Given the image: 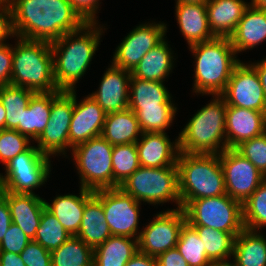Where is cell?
Listing matches in <instances>:
<instances>
[{
	"label": "cell",
	"instance_id": "cell-42",
	"mask_svg": "<svg viewBox=\"0 0 266 266\" xmlns=\"http://www.w3.org/2000/svg\"><path fill=\"white\" fill-rule=\"evenodd\" d=\"M235 149L266 177V131L260 136L242 142Z\"/></svg>",
	"mask_w": 266,
	"mask_h": 266
},
{
	"label": "cell",
	"instance_id": "cell-38",
	"mask_svg": "<svg viewBox=\"0 0 266 266\" xmlns=\"http://www.w3.org/2000/svg\"><path fill=\"white\" fill-rule=\"evenodd\" d=\"M71 235L60 224L58 219L45 207L42 212L39 227L34 241L52 252L58 249Z\"/></svg>",
	"mask_w": 266,
	"mask_h": 266
},
{
	"label": "cell",
	"instance_id": "cell-47",
	"mask_svg": "<svg viewBox=\"0 0 266 266\" xmlns=\"http://www.w3.org/2000/svg\"><path fill=\"white\" fill-rule=\"evenodd\" d=\"M74 9L87 23H96L95 14L99 0H68Z\"/></svg>",
	"mask_w": 266,
	"mask_h": 266
},
{
	"label": "cell",
	"instance_id": "cell-12",
	"mask_svg": "<svg viewBox=\"0 0 266 266\" xmlns=\"http://www.w3.org/2000/svg\"><path fill=\"white\" fill-rule=\"evenodd\" d=\"M94 195L102 202L106 222L113 236L139 238L137 227L141 202L120 187L97 190Z\"/></svg>",
	"mask_w": 266,
	"mask_h": 266
},
{
	"label": "cell",
	"instance_id": "cell-31",
	"mask_svg": "<svg viewBox=\"0 0 266 266\" xmlns=\"http://www.w3.org/2000/svg\"><path fill=\"white\" fill-rule=\"evenodd\" d=\"M79 194L57 196L51 204L45 201L46 208L71 236L77 235L85 208V189L80 187Z\"/></svg>",
	"mask_w": 266,
	"mask_h": 266
},
{
	"label": "cell",
	"instance_id": "cell-30",
	"mask_svg": "<svg viewBox=\"0 0 266 266\" xmlns=\"http://www.w3.org/2000/svg\"><path fill=\"white\" fill-rule=\"evenodd\" d=\"M138 251V239L110 236L93 249V266H125Z\"/></svg>",
	"mask_w": 266,
	"mask_h": 266
},
{
	"label": "cell",
	"instance_id": "cell-57",
	"mask_svg": "<svg viewBox=\"0 0 266 266\" xmlns=\"http://www.w3.org/2000/svg\"><path fill=\"white\" fill-rule=\"evenodd\" d=\"M9 3V0H0V5H6Z\"/></svg>",
	"mask_w": 266,
	"mask_h": 266
},
{
	"label": "cell",
	"instance_id": "cell-43",
	"mask_svg": "<svg viewBox=\"0 0 266 266\" xmlns=\"http://www.w3.org/2000/svg\"><path fill=\"white\" fill-rule=\"evenodd\" d=\"M20 256L26 266H52L51 252L34 240L27 244Z\"/></svg>",
	"mask_w": 266,
	"mask_h": 266
},
{
	"label": "cell",
	"instance_id": "cell-7",
	"mask_svg": "<svg viewBox=\"0 0 266 266\" xmlns=\"http://www.w3.org/2000/svg\"><path fill=\"white\" fill-rule=\"evenodd\" d=\"M119 187L138 202L156 205L175 200L181 208L177 164L160 168L140 166Z\"/></svg>",
	"mask_w": 266,
	"mask_h": 266
},
{
	"label": "cell",
	"instance_id": "cell-20",
	"mask_svg": "<svg viewBox=\"0 0 266 266\" xmlns=\"http://www.w3.org/2000/svg\"><path fill=\"white\" fill-rule=\"evenodd\" d=\"M141 137L136 142L140 166L160 168L177 164L178 138L172 144L166 133L144 132Z\"/></svg>",
	"mask_w": 266,
	"mask_h": 266
},
{
	"label": "cell",
	"instance_id": "cell-25",
	"mask_svg": "<svg viewBox=\"0 0 266 266\" xmlns=\"http://www.w3.org/2000/svg\"><path fill=\"white\" fill-rule=\"evenodd\" d=\"M229 39L236 54L263 42L266 39V11L249 5Z\"/></svg>",
	"mask_w": 266,
	"mask_h": 266
},
{
	"label": "cell",
	"instance_id": "cell-56",
	"mask_svg": "<svg viewBox=\"0 0 266 266\" xmlns=\"http://www.w3.org/2000/svg\"><path fill=\"white\" fill-rule=\"evenodd\" d=\"M209 0H177V3L206 4Z\"/></svg>",
	"mask_w": 266,
	"mask_h": 266
},
{
	"label": "cell",
	"instance_id": "cell-8",
	"mask_svg": "<svg viewBox=\"0 0 266 266\" xmlns=\"http://www.w3.org/2000/svg\"><path fill=\"white\" fill-rule=\"evenodd\" d=\"M183 210L191 226L227 233H240L244 229L242 204L228 194L191 200Z\"/></svg>",
	"mask_w": 266,
	"mask_h": 266
},
{
	"label": "cell",
	"instance_id": "cell-49",
	"mask_svg": "<svg viewBox=\"0 0 266 266\" xmlns=\"http://www.w3.org/2000/svg\"><path fill=\"white\" fill-rule=\"evenodd\" d=\"M12 223L11 212L7 200L0 194V242Z\"/></svg>",
	"mask_w": 266,
	"mask_h": 266
},
{
	"label": "cell",
	"instance_id": "cell-28",
	"mask_svg": "<svg viewBox=\"0 0 266 266\" xmlns=\"http://www.w3.org/2000/svg\"><path fill=\"white\" fill-rule=\"evenodd\" d=\"M173 59L171 48L163 39L144 55L131 75L143 80L164 82L172 70Z\"/></svg>",
	"mask_w": 266,
	"mask_h": 266
},
{
	"label": "cell",
	"instance_id": "cell-39",
	"mask_svg": "<svg viewBox=\"0 0 266 266\" xmlns=\"http://www.w3.org/2000/svg\"><path fill=\"white\" fill-rule=\"evenodd\" d=\"M242 210L244 228L258 231L266 226V179L244 202Z\"/></svg>",
	"mask_w": 266,
	"mask_h": 266
},
{
	"label": "cell",
	"instance_id": "cell-37",
	"mask_svg": "<svg viewBox=\"0 0 266 266\" xmlns=\"http://www.w3.org/2000/svg\"><path fill=\"white\" fill-rule=\"evenodd\" d=\"M139 167L136 143L113 146V188L119 187Z\"/></svg>",
	"mask_w": 266,
	"mask_h": 266
},
{
	"label": "cell",
	"instance_id": "cell-40",
	"mask_svg": "<svg viewBox=\"0 0 266 266\" xmlns=\"http://www.w3.org/2000/svg\"><path fill=\"white\" fill-rule=\"evenodd\" d=\"M176 111V107H151L139 109L135 114L142 133H165L171 126Z\"/></svg>",
	"mask_w": 266,
	"mask_h": 266
},
{
	"label": "cell",
	"instance_id": "cell-54",
	"mask_svg": "<svg viewBox=\"0 0 266 266\" xmlns=\"http://www.w3.org/2000/svg\"><path fill=\"white\" fill-rule=\"evenodd\" d=\"M6 110L0 101V130L5 129Z\"/></svg>",
	"mask_w": 266,
	"mask_h": 266
},
{
	"label": "cell",
	"instance_id": "cell-51",
	"mask_svg": "<svg viewBox=\"0 0 266 266\" xmlns=\"http://www.w3.org/2000/svg\"><path fill=\"white\" fill-rule=\"evenodd\" d=\"M0 266H26L20 254L0 251Z\"/></svg>",
	"mask_w": 266,
	"mask_h": 266
},
{
	"label": "cell",
	"instance_id": "cell-23",
	"mask_svg": "<svg viewBox=\"0 0 266 266\" xmlns=\"http://www.w3.org/2000/svg\"><path fill=\"white\" fill-rule=\"evenodd\" d=\"M176 19L189 46L215 38L209 27L206 4L176 3Z\"/></svg>",
	"mask_w": 266,
	"mask_h": 266
},
{
	"label": "cell",
	"instance_id": "cell-46",
	"mask_svg": "<svg viewBox=\"0 0 266 266\" xmlns=\"http://www.w3.org/2000/svg\"><path fill=\"white\" fill-rule=\"evenodd\" d=\"M9 36H15L10 3L0 5V45L5 44L4 40Z\"/></svg>",
	"mask_w": 266,
	"mask_h": 266
},
{
	"label": "cell",
	"instance_id": "cell-5",
	"mask_svg": "<svg viewBox=\"0 0 266 266\" xmlns=\"http://www.w3.org/2000/svg\"><path fill=\"white\" fill-rule=\"evenodd\" d=\"M181 208L191 200L226 194L219 154H187L177 158Z\"/></svg>",
	"mask_w": 266,
	"mask_h": 266
},
{
	"label": "cell",
	"instance_id": "cell-10",
	"mask_svg": "<svg viewBox=\"0 0 266 266\" xmlns=\"http://www.w3.org/2000/svg\"><path fill=\"white\" fill-rule=\"evenodd\" d=\"M6 176L0 174V189L12 193L32 194L50 174V160L37 147L30 146L5 165Z\"/></svg>",
	"mask_w": 266,
	"mask_h": 266
},
{
	"label": "cell",
	"instance_id": "cell-35",
	"mask_svg": "<svg viewBox=\"0 0 266 266\" xmlns=\"http://www.w3.org/2000/svg\"><path fill=\"white\" fill-rule=\"evenodd\" d=\"M204 243L210 261L227 260L233 256L235 238L239 233H227L206 226H193Z\"/></svg>",
	"mask_w": 266,
	"mask_h": 266
},
{
	"label": "cell",
	"instance_id": "cell-53",
	"mask_svg": "<svg viewBox=\"0 0 266 266\" xmlns=\"http://www.w3.org/2000/svg\"><path fill=\"white\" fill-rule=\"evenodd\" d=\"M249 5L266 11V0H252Z\"/></svg>",
	"mask_w": 266,
	"mask_h": 266
},
{
	"label": "cell",
	"instance_id": "cell-44",
	"mask_svg": "<svg viewBox=\"0 0 266 266\" xmlns=\"http://www.w3.org/2000/svg\"><path fill=\"white\" fill-rule=\"evenodd\" d=\"M31 240L15 224L11 223L8 231L0 242V251L20 254Z\"/></svg>",
	"mask_w": 266,
	"mask_h": 266
},
{
	"label": "cell",
	"instance_id": "cell-19",
	"mask_svg": "<svg viewBox=\"0 0 266 266\" xmlns=\"http://www.w3.org/2000/svg\"><path fill=\"white\" fill-rule=\"evenodd\" d=\"M266 131V114L257 110L227 105L226 149L236 148L242 142L262 135Z\"/></svg>",
	"mask_w": 266,
	"mask_h": 266
},
{
	"label": "cell",
	"instance_id": "cell-21",
	"mask_svg": "<svg viewBox=\"0 0 266 266\" xmlns=\"http://www.w3.org/2000/svg\"><path fill=\"white\" fill-rule=\"evenodd\" d=\"M0 194L8 202L12 222L15 223L30 240H34L43 209L46 207V200L35 195V193H12L0 189Z\"/></svg>",
	"mask_w": 266,
	"mask_h": 266
},
{
	"label": "cell",
	"instance_id": "cell-45",
	"mask_svg": "<svg viewBox=\"0 0 266 266\" xmlns=\"http://www.w3.org/2000/svg\"><path fill=\"white\" fill-rule=\"evenodd\" d=\"M12 64V47L6 43L0 45V87L11 84Z\"/></svg>",
	"mask_w": 266,
	"mask_h": 266
},
{
	"label": "cell",
	"instance_id": "cell-1",
	"mask_svg": "<svg viewBox=\"0 0 266 266\" xmlns=\"http://www.w3.org/2000/svg\"><path fill=\"white\" fill-rule=\"evenodd\" d=\"M17 38L54 42L87 22L68 0H9Z\"/></svg>",
	"mask_w": 266,
	"mask_h": 266
},
{
	"label": "cell",
	"instance_id": "cell-26",
	"mask_svg": "<svg viewBox=\"0 0 266 266\" xmlns=\"http://www.w3.org/2000/svg\"><path fill=\"white\" fill-rule=\"evenodd\" d=\"M128 108L136 113L151 107H175L163 82L143 80L131 75Z\"/></svg>",
	"mask_w": 266,
	"mask_h": 266
},
{
	"label": "cell",
	"instance_id": "cell-9",
	"mask_svg": "<svg viewBox=\"0 0 266 266\" xmlns=\"http://www.w3.org/2000/svg\"><path fill=\"white\" fill-rule=\"evenodd\" d=\"M81 187L90 191L113 188V145L102 136L92 138L72 149Z\"/></svg>",
	"mask_w": 266,
	"mask_h": 266
},
{
	"label": "cell",
	"instance_id": "cell-17",
	"mask_svg": "<svg viewBox=\"0 0 266 266\" xmlns=\"http://www.w3.org/2000/svg\"><path fill=\"white\" fill-rule=\"evenodd\" d=\"M74 90V108L69 127V148L99 137L102 134L106 113L89 95L79 104Z\"/></svg>",
	"mask_w": 266,
	"mask_h": 266
},
{
	"label": "cell",
	"instance_id": "cell-15",
	"mask_svg": "<svg viewBox=\"0 0 266 266\" xmlns=\"http://www.w3.org/2000/svg\"><path fill=\"white\" fill-rule=\"evenodd\" d=\"M220 95L226 105L257 110L266 114V97L258 73L251 64L247 65L240 61Z\"/></svg>",
	"mask_w": 266,
	"mask_h": 266
},
{
	"label": "cell",
	"instance_id": "cell-32",
	"mask_svg": "<svg viewBox=\"0 0 266 266\" xmlns=\"http://www.w3.org/2000/svg\"><path fill=\"white\" fill-rule=\"evenodd\" d=\"M233 256L237 266H266V239L244 228L235 238Z\"/></svg>",
	"mask_w": 266,
	"mask_h": 266
},
{
	"label": "cell",
	"instance_id": "cell-24",
	"mask_svg": "<svg viewBox=\"0 0 266 266\" xmlns=\"http://www.w3.org/2000/svg\"><path fill=\"white\" fill-rule=\"evenodd\" d=\"M248 6L243 0H209L206 10L213 35L229 38Z\"/></svg>",
	"mask_w": 266,
	"mask_h": 266
},
{
	"label": "cell",
	"instance_id": "cell-50",
	"mask_svg": "<svg viewBox=\"0 0 266 266\" xmlns=\"http://www.w3.org/2000/svg\"><path fill=\"white\" fill-rule=\"evenodd\" d=\"M125 266H157V260L154 256L137 251Z\"/></svg>",
	"mask_w": 266,
	"mask_h": 266
},
{
	"label": "cell",
	"instance_id": "cell-16",
	"mask_svg": "<svg viewBox=\"0 0 266 266\" xmlns=\"http://www.w3.org/2000/svg\"><path fill=\"white\" fill-rule=\"evenodd\" d=\"M166 31L164 23L137 26L117 47L112 64L132 72L144 55L165 38Z\"/></svg>",
	"mask_w": 266,
	"mask_h": 266
},
{
	"label": "cell",
	"instance_id": "cell-27",
	"mask_svg": "<svg viewBox=\"0 0 266 266\" xmlns=\"http://www.w3.org/2000/svg\"><path fill=\"white\" fill-rule=\"evenodd\" d=\"M142 132L136 114L129 108L106 114L101 136L113 146L136 143Z\"/></svg>",
	"mask_w": 266,
	"mask_h": 266
},
{
	"label": "cell",
	"instance_id": "cell-22",
	"mask_svg": "<svg viewBox=\"0 0 266 266\" xmlns=\"http://www.w3.org/2000/svg\"><path fill=\"white\" fill-rule=\"evenodd\" d=\"M93 249L112 236L103 211L102 202L93 191L85 189V208L76 235Z\"/></svg>",
	"mask_w": 266,
	"mask_h": 266
},
{
	"label": "cell",
	"instance_id": "cell-14",
	"mask_svg": "<svg viewBox=\"0 0 266 266\" xmlns=\"http://www.w3.org/2000/svg\"><path fill=\"white\" fill-rule=\"evenodd\" d=\"M185 222L186 215L183 208L169 209L157 214L154 220L139 232L138 251L157 257L175 248L181 227Z\"/></svg>",
	"mask_w": 266,
	"mask_h": 266
},
{
	"label": "cell",
	"instance_id": "cell-33",
	"mask_svg": "<svg viewBox=\"0 0 266 266\" xmlns=\"http://www.w3.org/2000/svg\"><path fill=\"white\" fill-rule=\"evenodd\" d=\"M33 94L34 92L29 89L11 84L0 87V101L6 110L5 129L18 131L22 112L25 111Z\"/></svg>",
	"mask_w": 266,
	"mask_h": 266
},
{
	"label": "cell",
	"instance_id": "cell-41",
	"mask_svg": "<svg viewBox=\"0 0 266 266\" xmlns=\"http://www.w3.org/2000/svg\"><path fill=\"white\" fill-rule=\"evenodd\" d=\"M29 140L17 130H0V161L6 165L18 154L26 151L30 147Z\"/></svg>",
	"mask_w": 266,
	"mask_h": 266
},
{
	"label": "cell",
	"instance_id": "cell-52",
	"mask_svg": "<svg viewBox=\"0 0 266 266\" xmlns=\"http://www.w3.org/2000/svg\"><path fill=\"white\" fill-rule=\"evenodd\" d=\"M257 71L266 97V58L259 63L251 64Z\"/></svg>",
	"mask_w": 266,
	"mask_h": 266
},
{
	"label": "cell",
	"instance_id": "cell-36",
	"mask_svg": "<svg viewBox=\"0 0 266 266\" xmlns=\"http://www.w3.org/2000/svg\"><path fill=\"white\" fill-rule=\"evenodd\" d=\"M176 248L189 266H208L211 262L198 232L187 221L181 227Z\"/></svg>",
	"mask_w": 266,
	"mask_h": 266
},
{
	"label": "cell",
	"instance_id": "cell-4",
	"mask_svg": "<svg viewBox=\"0 0 266 266\" xmlns=\"http://www.w3.org/2000/svg\"><path fill=\"white\" fill-rule=\"evenodd\" d=\"M196 57L193 91L220 95L226 88L235 66L240 62L229 38L215 37L189 46Z\"/></svg>",
	"mask_w": 266,
	"mask_h": 266
},
{
	"label": "cell",
	"instance_id": "cell-3",
	"mask_svg": "<svg viewBox=\"0 0 266 266\" xmlns=\"http://www.w3.org/2000/svg\"><path fill=\"white\" fill-rule=\"evenodd\" d=\"M17 43L14 48L12 46L11 85L34 93L59 91L54 79L51 43L23 38H19Z\"/></svg>",
	"mask_w": 266,
	"mask_h": 266
},
{
	"label": "cell",
	"instance_id": "cell-6",
	"mask_svg": "<svg viewBox=\"0 0 266 266\" xmlns=\"http://www.w3.org/2000/svg\"><path fill=\"white\" fill-rule=\"evenodd\" d=\"M214 96L215 99L201 108L180 132L178 137L180 152L220 154L226 149L227 105L221 95Z\"/></svg>",
	"mask_w": 266,
	"mask_h": 266
},
{
	"label": "cell",
	"instance_id": "cell-18",
	"mask_svg": "<svg viewBox=\"0 0 266 266\" xmlns=\"http://www.w3.org/2000/svg\"><path fill=\"white\" fill-rule=\"evenodd\" d=\"M131 72L111 65L104 73L99 89L89 94L106 114L128 108Z\"/></svg>",
	"mask_w": 266,
	"mask_h": 266
},
{
	"label": "cell",
	"instance_id": "cell-34",
	"mask_svg": "<svg viewBox=\"0 0 266 266\" xmlns=\"http://www.w3.org/2000/svg\"><path fill=\"white\" fill-rule=\"evenodd\" d=\"M52 266H93V248L71 236L51 252Z\"/></svg>",
	"mask_w": 266,
	"mask_h": 266
},
{
	"label": "cell",
	"instance_id": "cell-13",
	"mask_svg": "<svg viewBox=\"0 0 266 266\" xmlns=\"http://www.w3.org/2000/svg\"><path fill=\"white\" fill-rule=\"evenodd\" d=\"M219 158L226 194L243 205L266 177L235 148L223 150Z\"/></svg>",
	"mask_w": 266,
	"mask_h": 266
},
{
	"label": "cell",
	"instance_id": "cell-48",
	"mask_svg": "<svg viewBox=\"0 0 266 266\" xmlns=\"http://www.w3.org/2000/svg\"><path fill=\"white\" fill-rule=\"evenodd\" d=\"M156 260L157 266H189L176 247L159 254Z\"/></svg>",
	"mask_w": 266,
	"mask_h": 266
},
{
	"label": "cell",
	"instance_id": "cell-29",
	"mask_svg": "<svg viewBox=\"0 0 266 266\" xmlns=\"http://www.w3.org/2000/svg\"><path fill=\"white\" fill-rule=\"evenodd\" d=\"M51 106L52 93H34L22 112L18 132L36 141L50 119Z\"/></svg>",
	"mask_w": 266,
	"mask_h": 266
},
{
	"label": "cell",
	"instance_id": "cell-11",
	"mask_svg": "<svg viewBox=\"0 0 266 266\" xmlns=\"http://www.w3.org/2000/svg\"><path fill=\"white\" fill-rule=\"evenodd\" d=\"M73 108L74 90L52 92L50 119L36 140L37 148L47 157L57 153L66 154Z\"/></svg>",
	"mask_w": 266,
	"mask_h": 266
},
{
	"label": "cell",
	"instance_id": "cell-55",
	"mask_svg": "<svg viewBox=\"0 0 266 266\" xmlns=\"http://www.w3.org/2000/svg\"><path fill=\"white\" fill-rule=\"evenodd\" d=\"M228 260L211 261L208 266H237L236 263L227 262Z\"/></svg>",
	"mask_w": 266,
	"mask_h": 266
},
{
	"label": "cell",
	"instance_id": "cell-2",
	"mask_svg": "<svg viewBox=\"0 0 266 266\" xmlns=\"http://www.w3.org/2000/svg\"><path fill=\"white\" fill-rule=\"evenodd\" d=\"M95 25L98 23H86L79 30L51 42L54 79L58 90H75L76 82L89 67L103 33V29Z\"/></svg>",
	"mask_w": 266,
	"mask_h": 266
}]
</instances>
